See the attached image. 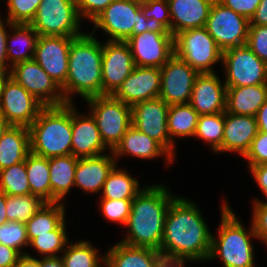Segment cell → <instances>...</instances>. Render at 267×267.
Masks as SVG:
<instances>
[{
  "mask_svg": "<svg viewBox=\"0 0 267 267\" xmlns=\"http://www.w3.org/2000/svg\"><path fill=\"white\" fill-rule=\"evenodd\" d=\"M212 234L201 211L188 199L175 197L165 218L160 253L187 262L208 261Z\"/></svg>",
  "mask_w": 267,
  "mask_h": 267,
  "instance_id": "1",
  "label": "cell"
},
{
  "mask_svg": "<svg viewBox=\"0 0 267 267\" xmlns=\"http://www.w3.org/2000/svg\"><path fill=\"white\" fill-rule=\"evenodd\" d=\"M174 198L167 187L161 184L143 188L132 200L126 224L129 231L121 242L160 251L165 218Z\"/></svg>",
  "mask_w": 267,
  "mask_h": 267,
  "instance_id": "2",
  "label": "cell"
},
{
  "mask_svg": "<svg viewBox=\"0 0 267 267\" xmlns=\"http://www.w3.org/2000/svg\"><path fill=\"white\" fill-rule=\"evenodd\" d=\"M103 44L94 35L83 33L71 42L68 75L61 87L66 103L71 95L79 94L84 100L102 95Z\"/></svg>",
  "mask_w": 267,
  "mask_h": 267,
  "instance_id": "3",
  "label": "cell"
},
{
  "mask_svg": "<svg viewBox=\"0 0 267 267\" xmlns=\"http://www.w3.org/2000/svg\"><path fill=\"white\" fill-rule=\"evenodd\" d=\"M28 128L31 153L45 158L72 154V103L44 107Z\"/></svg>",
  "mask_w": 267,
  "mask_h": 267,
  "instance_id": "4",
  "label": "cell"
},
{
  "mask_svg": "<svg viewBox=\"0 0 267 267\" xmlns=\"http://www.w3.org/2000/svg\"><path fill=\"white\" fill-rule=\"evenodd\" d=\"M221 208L218 238L212 235L208 260L220 258L224 267H255L251 240L257 238V236L252 222L251 228L247 231L237 219L229 204L224 201Z\"/></svg>",
  "mask_w": 267,
  "mask_h": 267,
  "instance_id": "5",
  "label": "cell"
},
{
  "mask_svg": "<svg viewBox=\"0 0 267 267\" xmlns=\"http://www.w3.org/2000/svg\"><path fill=\"white\" fill-rule=\"evenodd\" d=\"M85 101L97 123L102 141L112 151L132 125L131 106L112 95L95 96Z\"/></svg>",
  "mask_w": 267,
  "mask_h": 267,
  "instance_id": "6",
  "label": "cell"
},
{
  "mask_svg": "<svg viewBox=\"0 0 267 267\" xmlns=\"http://www.w3.org/2000/svg\"><path fill=\"white\" fill-rule=\"evenodd\" d=\"M174 54L199 73H214L213 65L222 62L223 51L205 27L194 28L174 36Z\"/></svg>",
  "mask_w": 267,
  "mask_h": 267,
  "instance_id": "7",
  "label": "cell"
},
{
  "mask_svg": "<svg viewBox=\"0 0 267 267\" xmlns=\"http://www.w3.org/2000/svg\"><path fill=\"white\" fill-rule=\"evenodd\" d=\"M80 23L74 0H42L30 25L39 36L78 37Z\"/></svg>",
  "mask_w": 267,
  "mask_h": 267,
  "instance_id": "8",
  "label": "cell"
},
{
  "mask_svg": "<svg viewBox=\"0 0 267 267\" xmlns=\"http://www.w3.org/2000/svg\"><path fill=\"white\" fill-rule=\"evenodd\" d=\"M226 87H241L267 83L265 64L246 44L223 51Z\"/></svg>",
  "mask_w": 267,
  "mask_h": 267,
  "instance_id": "9",
  "label": "cell"
},
{
  "mask_svg": "<svg viewBox=\"0 0 267 267\" xmlns=\"http://www.w3.org/2000/svg\"><path fill=\"white\" fill-rule=\"evenodd\" d=\"M169 105L160 97L131 106L132 125L158 142L174 159L175 143L170 140L167 127Z\"/></svg>",
  "mask_w": 267,
  "mask_h": 267,
  "instance_id": "10",
  "label": "cell"
},
{
  "mask_svg": "<svg viewBox=\"0 0 267 267\" xmlns=\"http://www.w3.org/2000/svg\"><path fill=\"white\" fill-rule=\"evenodd\" d=\"M250 21L214 1L205 28L214 38L218 47L228 50L247 43Z\"/></svg>",
  "mask_w": 267,
  "mask_h": 267,
  "instance_id": "11",
  "label": "cell"
},
{
  "mask_svg": "<svg viewBox=\"0 0 267 267\" xmlns=\"http://www.w3.org/2000/svg\"><path fill=\"white\" fill-rule=\"evenodd\" d=\"M10 77L45 107L67 104L61 87L34 59L17 63L11 67Z\"/></svg>",
  "mask_w": 267,
  "mask_h": 267,
  "instance_id": "12",
  "label": "cell"
},
{
  "mask_svg": "<svg viewBox=\"0 0 267 267\" xmlns=\"http://www.w3.org/2000/svg\"><path fill=\"white\" fill-rule=\"evenodd\" d=\"M160 70L161 90L159 97L169 106L189 103L193 85L200 73L175 54Z\"/></svg>",
  "mask_w": 267,
  "mask_h": 267,
  "instance_id": "13",
  "label": "cell"
},
{
  "mask_svg": "<svg viewBox=\"0 0 267 267\" xmlns=\"http://www.w3.org/2000/svg\"><path fill=\"white\" fill-rule=\"evenodd\" d=\"M45 106L23 86L9 77L0 100V114L13 126L29 127Z\"/></svg>",
  "mask_w": 267,
  "mask_h": 267,
  "instance_id": "14",
  "label": "cell"
},
{
  "mask_svg": "<svg viewBox=\"0 0 267 267\" xmlns=\"http://www.w3.org/2000/svg\"><path fill=\"white\" fill-rule=\"evenodd\" d=\"M126 43L138 67L161 68L174 55V36L170 32L146 31L132 35Z\"/></svg>",
  "mask_w": 267,
  "mask_h": 267,
  "instance_id": "15",
  "label": "cell"
},
{
  "mask_svg": "<svg viewBox=\"0 0 267 267\" xmlns=\"http://www.w3.org/2000/svg\"><path fill=\"white\" fill-rule=\"evenodd\" d=\"M141 1L114 0L96 19L94 34L97 28L102 29L110 36V41L126 42L133 35V27L138 22V10Z\"/></svg>",
  "mask_w": 267,
  "mask_h": 267,
  "instance_id": "16",
  "label": "cell"
},
{
  "mask_svg": "<svg viewBox=\"0 0 267 267\" xmlns=\"http://www.w3.org/2000/svg\"><path fill=\"white\" fill-rule=\"evenodd\" d=\"M135 67L129 45L122 41L103 44L102 95H112Z\"/></svg>",
  "mask_w": 267,
  "mask_h": 267,
  "instance_id": "17",
  "label": "cell"
},
{
  "mask_svg": "<svg viewBox=\"0 0 267 267\" xmlns=\"http://www.w3.org/2000/svg\"><path fill=\"white\" fill-rule=\"evenodd\" d=\"M75 37L39 36L34 60L62 87L68 75L71 42Z\"/></svg>",
  "mask_w": 267,
  "mask_h": 267,
  "instance_id": "18",
  "label": "cell"
},
{
  "mask_svg": "<svg viewBox=\"0 0 267 267\" xmlns=\"http://www.w3.org/2000/svg\"><path fill=\"white\" fill-rule=\"evenodd\" d=\"M161 70L158 67L135 66L112 96L130 106L159 97Z\"/></svg>",
  "mask_w": 267,
  "mask_h": 267,
  "instance_id": "19",
  "label": "cell"
},
{
  "mask_svg": "<svg viewBox=\"0 0 267 267\" xmlns=\"http://www.w3.org/2000/svg\"><path fill=\"white\" fill-rule=\"evenodd\" d=\"M76 110L72 103V155L78 158L94 157L110 150L102 141L92 114L83 115Z\"/></svg>",
  "mask_w": 267,
  "mask_h": 267,
  "instance_id": "20",
  "label": "cell"
},
{
  "mask_svg": "<svg viewBox=\"0 0 267 267\" xmlns=\"http://www.w3.org/2000/svg\"><path fill=\"white\" fill-rule=\"evenodd\" d=\"M217 76L200 73L195 80L189 104L199 115L225 112L226 85Z\"/></svg>",
  "mask_w": 267,
  "mask_h": 267,
  "instance_id": "21",
  "label": "cell"
},
{
  "mask_svg": "<svg viewBox=\"0 0 267 267\" xmlns=\"http://www.w3.org/2000/svg\"><path fill=\"white\" fill-rule=\"evenodd\" d=\"M116 163L112 151H110V155L106 153L79 158L75 170L74 187L77 186L86 193L101 192L110 171L117 165Z\"/></svg>",
  "mask_w": 267,
  "mask_h": 267,
  "instance_id": "22",
  "label": "cell"
},
{
  "mask_svg": "<svg viewBox=\"0 0 267 267\" xmlns=\"http://www.w3.org/2000/svg\"><path fill=\"white\" fill-rule=\"evenodd\" d=\"M171 17V34L205 27L215 0H167Z\"/></svg>",
  "mask_w": 267,
  "mask_h": 267,
  "instance_id": "23",
  "label": "cell"
},
{
  "mask_svg": "<svg viewBox=\"0 0 267 267\" xmlns=\"http://www.w3.org/2000/svg\"><path fill=\"white\" fill-rule=\"evenodd\" d=\"M258 133L256 116L236 115L225 111L223 152H238L244 156Z\"/></svg>",
  "mask_w": 267,
  "mask_h": 267,
  "instance_id": "24",
  "label": "cell"
},
{
  "mask_svg": "<svg viewBox=\"0 0 267 267\" xmlns=\"http://www.w3.org/2000/svg\"><path fill=\"white\" fill-rule=\"evenodd\" d=\"M112 152L116 160L128 154L149 160L165 155L167 164L174 162V159L158 142L139 131L133 125L128 128Z\"/></svg>",
  "mask_w": 267,
  "mask_h": 267,
  "instance_id": "25",
  "label": "cell"
},
{
  "mask_svg": "<svg viewBox=\"0 0 267 267\" xmlns=\"http://www.w3.org/2000/svg\"><path fill=\"white\" fill-rule=\"evenodd\" d=\"M267 100V83L226 87L225 111L236 115L256 116Z\"/></svg>",
  "mask_w": 267,
  "mask_h": 267,
  "instance_id": "26",
  "label": "cell"
},
{
  "mask_svg": "<svg viewBox=\"0 0 267 267\" xmlns=\"http://www.w3.org/2000/svg\"><path fill=\"white\" fill-rule=\"evenodd\" d=\"M159 254L160 251L153 248L118 242L105 254L104 267H155Z\"/></svg>",
  "mask_w": 267,
  "mask_h": 267,
  "instance_id": "27",
  "label": "cell"
},
{
  "mask_svg": "<svg viewBox=\"0 0 267 267\" xmlns=\"http://www.w3.org/2000/svg\"><path fill=\"white\" fill-rule=\"evenodd\" d=\"M29 153V128L10 125L0 139V170L25 161Z\"/></svg>",
  "mask_w": 267,
  "mask_h": 267,
  "instance_id": "28",
  "label": "cell"
},
{
  "mask_svg": "<svg viewBox=\"0 0 267 267\" xmlns=\"http://www.w3.org/2000/svg\"><path fill=\"white\" fill-rule=\"evenodd\" d=\"M78 157L72 154L48 158L51 184V203L61 202L75 186Z\"/></svg>",
  "mask_w": 267,
  "mask_h": 267,
  "instance_id": "29",
  "label": "cell"
},
{
  "mask_svg": "<svg viewBox=\"0 0 267 267\" xmlns=\"http://www.w3.org/2000/svg\"><path fill=\"white\" fill-rule=\"evenodd\" d=\"M10 27L13 31V35H7L6 47L7 60L8 63L11 64V69V67L17 63L33 60L39 34L32 28L30 24H11ZM9 40L11 41L10 44H8ZM16 44H19V46L23 45V49L25 50L15 48Z\"/></svg>",
  "mask_w": 267,
  "mask_h": 267,
  "instance_id": "30",
  "label": "cell"
},
{
  "mask_svg": "<svg viewBox=\"0 0 267 267\" xmlns=\"http://www.w3.org/2000/svg\"><path fill=\"white\" fill-rule=\"evenodd\" d=\"M30 194L51 203L50 169L48 158L29 153L25 160Z\"/></svg>",
  "mask_w": 267,
  "mask_h": 267,
  "instance_id": "31",
  "label": "cell"
},
{
  "mask_svg": "<svg viewBox=\"0 0 267 267\" xmlns=\"http://www.w3.org/2000/svg\"><path fill=\"white\" fill-rule=\"evenodd\" d=\"M65 205L63 202L46 203L26 223L29 243L37 236L49 234L65 220Z\"/></svg>",
  "mask_w": 267,
  "mask_h": 267,
  "instance_id": "32",
  "label": "cell"
},
{
  "mask_svg": "<svg viewBox=\"0 0 267 267\" xmlns=\"http://www.w3.org/2000/svg\"><path fill=\"white\" fill-rule=\"evenodd\" d=\"M199 114L193 107L187 104L169 106L167 127L170 140L174 143V137H194Z\"/></svg>",
  "mask_w": 267,
  "mask_h": 267,
  "instance_id": "33",
  "label": "cell"
},
{
  "mask_svg": "<svg viewBox=\"0 0 267 267\" xmlns=\"http://www.w3.org/2000/svg\"><path fill=\"white\" fill-rule=\"evenodd\" d=\"M141 190L136 178L115 165L102 187L103 195L101 198L110 200L134 199Z\"/></svg>",
  "mask_w": 267,
  "mask_h": 267,
  "instance_id": "34",
  "label": "cell"
},
{
  "mask_svg": "<svg viewBox=\"0 0 267 267\" xmlns=\"http://www.w3.org/2000/svg\"><path fill=\"white\" fill-rule=\"evenodd\" d=\"M72 243V241L68 242L69 246H66L61 255L64 267H101V265H105L106 256L98 255L97 249L91 243L85 240Z\"/></svg>",
  "mask_w": 267,
  "mask_h": 267,
  "instance_id": "35",
  "label": "cell"
},
{
  "mask_svg": "<svg viewBox=\"0 0 267 267\" xmlns=\"http://www.w3.org/2000/svg\"><path fill=\"white\" fill-rule=\"evenodd\" d=\"M225 112L199 115L194 137L206 141L215 153L222 152V139L224 134Z\"/></svg>",
  "mask_w": 267,
  "mask_h": 267,
  "instance_id": "36",
  "label": "cell"
},
{
  "mask_svg": "<svg viewBox=\"0 0 267 267\" xmlns=\"http://www.w3.org/2000/svg\"><path fill=\"white\" fill-rule=\"evenodd\" d=\"M46 203L41 197L32 194L6 195L7 220L26 224Z\"/></svg>",
  "mask_w": 267,
  "mask_h": 267,
  "instance_id": "37",
  "label": "cell"
},
{
  "mask_svg": "<svg viewBox=\"0 0 267 267\" xmlns=\"http://www.w3.org/2000/svg\"><path fill=\"white\" fill-rule=\"evenodd\" d=\"M0 191L13 196L30 194L25 161L0 170Z\"/></svg>",
  "mask_w": 267,
  "mask_h": 267,
  "instance_id": "38",
  "label": "cell"
},
{
  "mask_svg": "<svg viewBox=\"0 0 267 267\" xmlns=\"http://www.w3.org/2000/svg\"><path fill=\"white\" fill-rule=\"evenodd\" d=\"M65 220L49 234H43L35 237L30 243V247H34L39 254L44 257L59 256V252H63L68 245V236L66 233ZM58 254V255H57Z\"/></svg>",
  "mask_w": 267,
  "mask_h": 267,
  "instance_id": "39",
  "label": "cell"
},
{
  "mask_svg": "<svg viewBox=\"0 0 267 267\" xmlns=\"http://www.w3.org/2000/svg\"><path fill=\"white\" fill-rule=\"evenodd\" d=\"M0 244L17 250L21 255L25 246H29L26 224L18 221H7L0 225Z\"/></svg>",
  "mask_w": 267,
  "mask_h": 267,
  "instance_id": "40",
  "label": "cell"
},
{
  "mask_svg": "<svg viewBox=\"0 0 267 267\" xmlns=\"http://www.w3.org/2000/svg\"><path fill=\"white\" fill-rule=\"evenodd\" d=\"M42 0H8V19L12 24H30Z\"/></svg>",
  "mask_w": 267,
  "mask_h": 267,
  "instance_id": "41",
  "label": "cell"
},
{
  "mask_svg": "<svg viewBox=\"0 0 267 267\" xmlns=\"http://www.w3.org/2000/svg\"><path fill=\"white\" fill-rule=\"evenodd\" d=\"M132 200L133 199L110 200L101 198L100 209L103 216L109 221L126 226L131 211Z\"/></svg>",
  "mask_w": 267,
  "mask_h": 267,
  "instance_id": "42",
  "label": "cell"
},
{
  "mask_svg": "<svg viewBox=\"0 0 267 267\" xmlns=\"http://www.w3.org/2000/svg\"><path fill=\"white\" fill-rule=\"evenodd\" d=\"M141 10L147 19H156L171 33V17L167 0H143Z\"/></svg>",
  "mask_w": 267,
  "mask_h": 267,
  "instance_id": "43",
  "label": "cell"
},
{
  "mask_svg": "<svg viewBox=\"0 0 267 267\" xmlns=\"http://www.w3.org/2000/svg\"><path fill=\"white\" fill-rule=\"evenodd\" d=\"M246 45L267 64V26L249 25Z\"/></svg>",
  "mask_w": 267,
  "mask_h": 267,
  "instance_id": "44",
  "label": "cell"
},
{
  "mask_svg": "<svg viewBox=\"0 0 267 267\" xmlns=\"http://www.w3.org/2000/svg\"><path fill=\"white\" fill-rule=\"evenodd\" d=\"M243 157L248 161V166L267 164V133L258 131Z\"/></svg>",
  "mask_w": 267,
  "mask_h": 267,
  "instance_id": "45",
  "label": "cell"
},
{
  "mask_svg": "<svg viewBox=\"0 0 267 267\" xmlns=\"http://www.w3.org/2000/svg\"><path fill=\"white\" fill-rule=\"evenodd\" d=\"M80 18L96 19L114 0H74Z\"/></svg>",
  "mask_w": 267,
  "mask_h": 267,
  "instance_id": "46",
  "label": "cell"
},
{
  "mask_svg": "<svg viewBox=\"0 0 267 267\" xmlns=\"http://www.w3.org/2000/svg\"><path fill=\"white\" fill-rule=\"evenodd\" d=\"M253 203V217L252 225L257 239L267 245V203L252 202Z\"/></svg>",
  "mask_w": 267,
  "mask_h": 267,
  "instance_id": "47",
  "label": "cell"
},
{
  "mask_svg": "<svg viewBox=\"0 0 267 267\" xmlns=\"http://www.w3.org/2000/svg\"><path fill=\"white\" fill-rule=\"evenodd\" d=\"M224 7L232 9L235 13L247 18L254 15L261 0H217Z\"/></svg>",
  "mask_w": 267,
  "mask_h": 267,
  "instance_id": "48",
  "label": "cell"
},
{
  "mask_svg": "<svg viewBox=\"0 0 267 267\" xmlns=\"http://www.w3.org/2000/svg\"><path fill=\"white\" fill-rule=\"evenodd\" d=\"M146 31L170 32L162 23H160L156 19H147L140 8L138 10V22H136L133 27V35L141 34Z\"/></svg>",
  "mask_w": 267,
  "mask_h": 267,
  "instance_id": "49",
  "label": "cell"
},
{
  "mask_svg": "<svg viewBox=\"0 0 267 267\" xmlns=\"http://www.w3.org/2000/svg\"><path fill=\"white\" fill-rule=\"evenodd\" d=\"M11 24L12 23L8 19L5 18V20H3L0 18V71H11V69H8L9 66H7L8 60L6 44L8 32L5 28V25L10 27Z\"/></svg>",
  "mask_w": 267,
  "mask_h": 267,
  "instance_id": "50",
  "label": "cell"
},
{
  "mask_svg": "<svg viewBox=\"0 0 267 267\" xmlns=\"http://www.w3.org/2000/svg\"><path fill=\"white\" fill-rule=\"evenodd\" d=\"M249 169L251 171L250 173L253 174V178L258 183V187L261 189L264 196H266L267 198V164L249 166ZM253 202L267 203V200L265 202L263 200L261 201L254 199Z\"/></svg>",
  "mask_w": 267,
  "mask_h": 267,
  "instance_id": "51",
  "label": "cell"
},
{
  "mask_svg": "<svg viewBox=\"0 0 267 267\" xmlns=\"http://www.w3.org/2000/svg\"><path fill=\"white\" fill-rule=\"evenodd\" d=\"M21 254L4 244H0V267H15Z\"/></svg>",
  "mask_w": 267,
  "mask_h": 267,
  "instance_id": "52",
  "label": "cell"
},
{
  "mask_svg": "<svg viewBox=\"0 0 267 267\" xmlns=\"http://www.w3.org/2000/svg\"><path fill=\"white\" fill-rule=\"evenodd\" d=\"M249 21L250 25L267 26V0H261L257 10Z\"/></svg>",
  "mask_w": 267,
  "mask_h": 267,
  "instance_id": "53",
  "label": "cell"
},
{
  "mask_svg": "<svg viewBox=\"0 0 267 267\" xmlns=\"http://www.w3.org/2000/svg\"><path fill=\"white\" fill-rule=\"evenodd\" d=\"M186 260L174 256L159 254L156 258L155 267H184Z\"/></svg>",
  "mask_w": 267,
  "mask_h": 267,
  "instance_id": "54",
  "label": "cell"
},
{
  "mask_svg": "<svg viewBox=\"0 0 267 267\" xmlns=\"http://www.w3.org/2000/svg\"><path fill=\"white\" fill-rule=\"evenodd\" d=\"M256 121H257L258 131L267 133V100L258 109V112L256 114Z\"/></svg>",
  "mask_w": 267,
  "mask_h": 267,
  "instance_id": "55",
  "label": "cell"
},
{
  "mask_svg": "<svg viewBox=\"0 0 267 267\" xmlns=\"http://www.w3.org/2000/svg\"><path fill=\"white\" fill-rule=\"evenodd\" d=\"M15 267H40V259L30 256L29 253L21 255Z\"/></svg>",
  "mask_w": 267,
  "mask_h": 267,
  "instance_id": "56",
  "label": "cell"
},
{
  "mask_svg": "<svg viewBox=\"0 0 267 267\" xmlns=\"http://www.w3.org/2000/svg\"><path fill=\"white\" fill-rule=\"evenodd\" d=\"M40 267H64L61 257H41Z\"/></svg>",
  "mask_w": 267,
  "mask_h": 267,
  "instance_id": "57",
  "label": "cell"
},
{
  "mask_svg": "<svg viewBox=\"0 0 267 267\" xmlns=\"http://www.w3.org/2000/svg\"><path fill=\"white\" fill-rule=\"evenodd\" d=\"M6 214V195L0 191V225L8 221Z\"/></svg>",
  "mask_w": 267,
  "mask_h": 267,
  "instance_id": "58",
  "label": "cell"
},
{
  "mask_svg": "<svg viewBox=\"0 0 267 267\" xmlns=\"http://www.w3.org/2000/svg\"><path fill=\"white\" fill-rule=\"evenodd\" d=\"M9 77H10V71H0V100L4 84Z\"/></svg>",
  "mask_w": 267,
  "mask_h": 267,
  "instance_id": "59",
  "label": "cell"
},
{
  "mask_svg": "<svg viewBox=\"0 0 267 267\" xmlns=\"http://www.w3.org/2000/svg\"><path fill=\"white\" fill-rule=\"evenodd\" d=\"M9 126H10V124L0 114V139L3 135V133L8 129Z\"/></svg>",
  "mask_w": 267,
  "mask_h": 267,
  "instance_id": "60",
  "label": "cell"
}]
</instances>
